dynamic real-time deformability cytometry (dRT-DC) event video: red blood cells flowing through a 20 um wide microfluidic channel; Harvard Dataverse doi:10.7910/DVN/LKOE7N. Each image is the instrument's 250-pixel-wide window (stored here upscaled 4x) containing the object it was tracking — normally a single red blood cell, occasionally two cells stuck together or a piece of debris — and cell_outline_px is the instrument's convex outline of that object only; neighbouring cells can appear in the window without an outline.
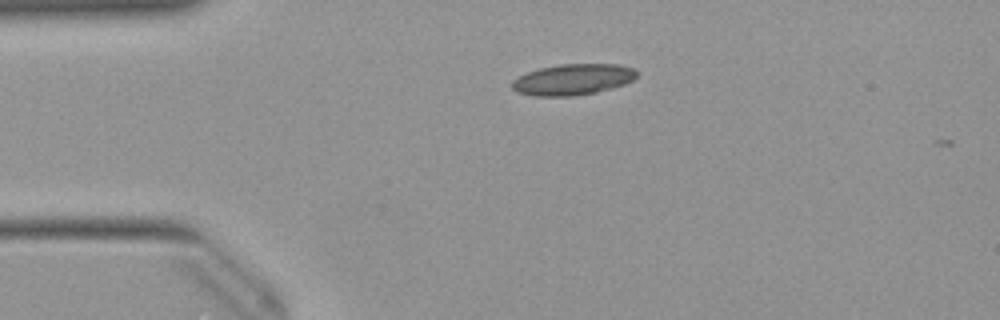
{"species": "Egyptian fruit bat (a non-hibernating species)", "species_latin": "Rousettus aegyptiacus", "temperature_condition": "warm", "stored_images_in_passage": 3, "camera_frame_rate_fps": 3000, "um_per_image_px": 0.085, "animal": {"sex": "female"}, "frame": {"image": 1, "passage_image": 1, "time_ms": 0.0, "image_size_px": [1000, 320], "cell_outline_px": [[640, 72], [632, 80], [624, 84], [612, 88], [596, 92], [572, 96], [536, 96], [516, 92], [512, 88], [512, 80], [528, 72], [540, 68], [560, 64], [620, 64], [636, 68]], "centroid_in_image_um": [48.73, 6.75], "position_along_channel_um": 36.3, "area_um2": 22.66}}